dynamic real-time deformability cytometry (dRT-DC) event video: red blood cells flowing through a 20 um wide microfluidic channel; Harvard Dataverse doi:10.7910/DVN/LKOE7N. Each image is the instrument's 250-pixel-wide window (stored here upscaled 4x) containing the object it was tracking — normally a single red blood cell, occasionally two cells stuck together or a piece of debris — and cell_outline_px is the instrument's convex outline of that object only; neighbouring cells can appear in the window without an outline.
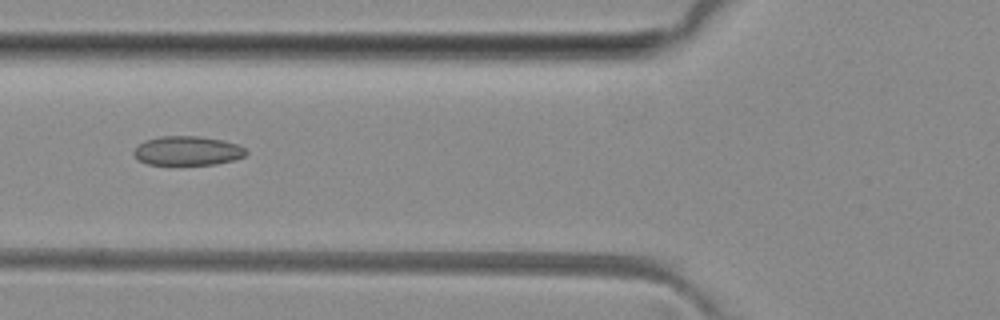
{"species": "common noctule bat (a hibernating species)", "species_latin": "Nyctalus noctula", "temperature_condition": "room temperature", "stored_images_in_passage": 6, "camera_frame_rate_fps": 3000, "um_per_image_px": 0.085, "animal": {"sex": "female", "body_mass_g": 29.2, "forearm_length_mm": 56.3}, "frame": {"image": 1, "passage_image": 5, "time_ms": 4.333, "image_size_px": [1000, 320], "cell_outline_px": [[248, 152], [244, 156], [232, 160], [216, 164], [148, 164], [140, 160], [132, 152], [144, 140], [160, 136], [200, 136], [224, 140], [236, 144], [244, 148]], "centroid_in_image_um": [15.94, 12.8], "position_along_channel_um": 109.9, "area_um2": 18.9}}
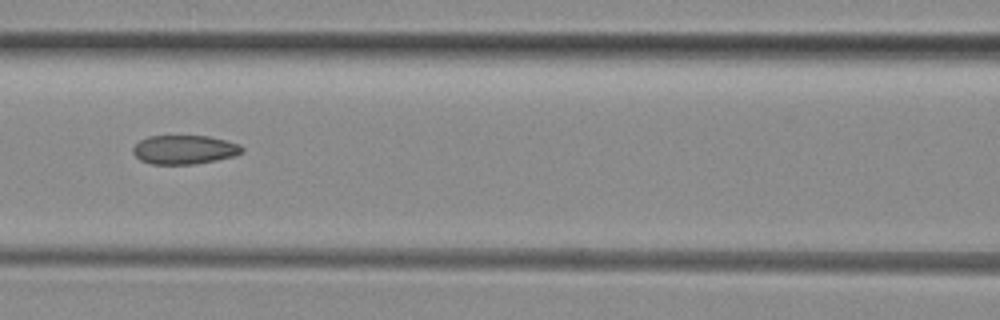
{"frame": {"image": 2, "passage_image": 6, "time_ms": 5.333, "image_size_px": [1000, 320], "cell_outline_px": [[244, 152], [232, 156], [216, 160], [196, 164], [152, 164], [140, 160], [132, 152], [132, 148], [140, 140], [148, 136], [208, 136], [240, 144], [244, 148]], "centroid_in_image_um": [15.67, 12.72], "position_along_channel_um": 150.9, "area_um2": 18.38}}